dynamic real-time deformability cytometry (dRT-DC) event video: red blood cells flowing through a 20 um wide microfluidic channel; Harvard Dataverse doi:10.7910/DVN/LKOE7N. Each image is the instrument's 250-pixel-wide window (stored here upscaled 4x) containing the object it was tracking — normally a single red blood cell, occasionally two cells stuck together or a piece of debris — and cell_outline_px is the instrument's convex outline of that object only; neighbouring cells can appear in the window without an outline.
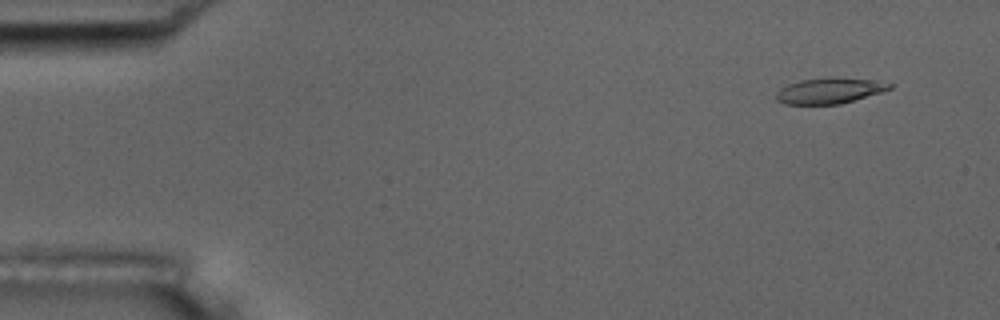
{"species": "common noctule bat (a hibernating species)", "species_latin": "Nyctalus noctula", "temperature_condition": "room temperature", "stored_images_in_passage": 54, "camera_frame_rate_fps": 3000, "um_per_image_px": 0.085, "animal": {"sex": "male", "body_mass_g": 17.5, "forearm_length_mm": 52.3}, "frame": {"image": 1, "passage_image": 4, "time_ms": 1.0, "image_size_px": [1000, 320], "cell_outline_px": [[892, 88], [880, 92], [840, 104], [784, 104], [776, 100], [776, 92], [780, 88], [788, 84], [800, 80], [832, 76], [868, 80], [892, 84]], "centroid_in_image_um": [70.43, 7.7], "position_along_channel_um": 14.6, "area_um2": 16.88}}
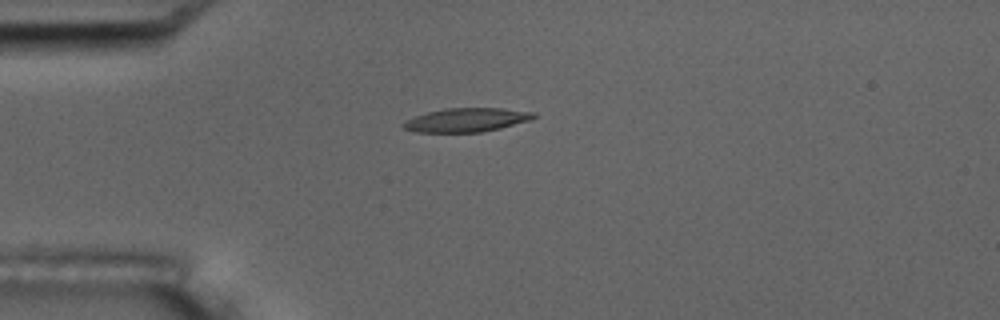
{"frame": {"image": 2, "passage_image": 14, "time_ms": 4.333, "image_size_px": [1000, 320], "cell_outline_px": [[536, 116], [528, 120], [500, 128], [480, 132], [416, 132], [404, 128], [400, 124], [404, 120], [428, 112], [444, 108], [500, 108], [536, 112]], "centroid_in_image_um": [39.61, 10.19], "position_along_channel_um": 45.4, "area_um2": 17.98}}
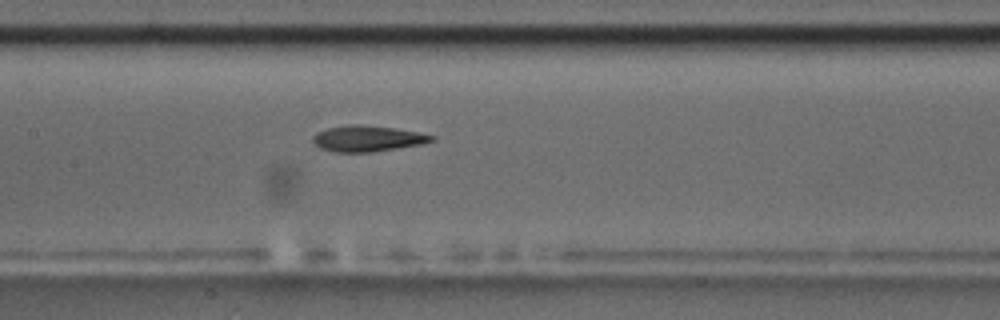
{"frame": {"image": 3, "passage_image": 26, "time_ms": 8.333, "image_size_px": [1000, 320], "cell_outline_px": [[436, 140], [420, 144], [372, 152], [336, 152], [320, 148], [312, 144], [312, 136], [316, 132], [328, 128], [348, 124], [360, 124], [396, 128], [420, 132], [436, 136]], "centroid_in_image_um": [31.22, 11.76], "position_along_channel_um": 176.2, "area_um2": 18.15}, "authors_computed_cell_mechanics": {"area_um2": 17.9758, "velocity_mm_per_s": 3.713, "shape_relaxation_time_tau1_ms": 4.631, "shape_relaxation_time_tau2_ms": 3.9702, "deformation_change_tau1": 0.2126, "deformation_change_tau2": 0.1468}}